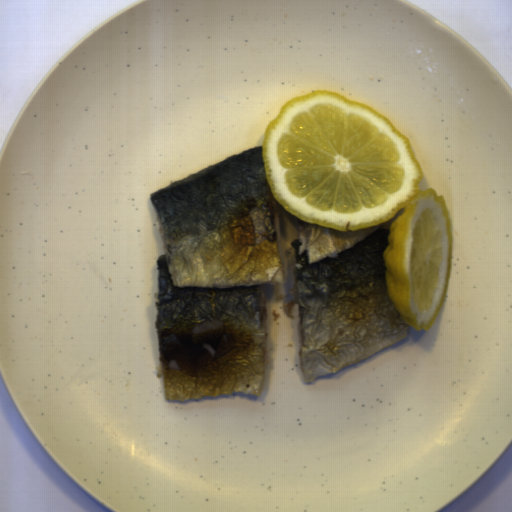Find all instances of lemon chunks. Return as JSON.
Returning <instances> with one entry per match:
<instances>
[{
    "mask_svg": "<svg viewBox=\"0 0 512 512\" xmlns=\"http://www.w3.org/2000/svg\"><path fill=\"white\" fill-rule=\"evenodd\" d=\"M274 201L303 222L357 231L392 220L385 289L407 327L433 326L452 273L453 220L444 196L420 190L409 139L370 105L326 90L298 95L261 145Z\"/></svg>",
    "mask_w": 512,
    "mask_h": 512,
    "instance_id": "1",
    "label": "lemon chunks"
}]
</instances>
